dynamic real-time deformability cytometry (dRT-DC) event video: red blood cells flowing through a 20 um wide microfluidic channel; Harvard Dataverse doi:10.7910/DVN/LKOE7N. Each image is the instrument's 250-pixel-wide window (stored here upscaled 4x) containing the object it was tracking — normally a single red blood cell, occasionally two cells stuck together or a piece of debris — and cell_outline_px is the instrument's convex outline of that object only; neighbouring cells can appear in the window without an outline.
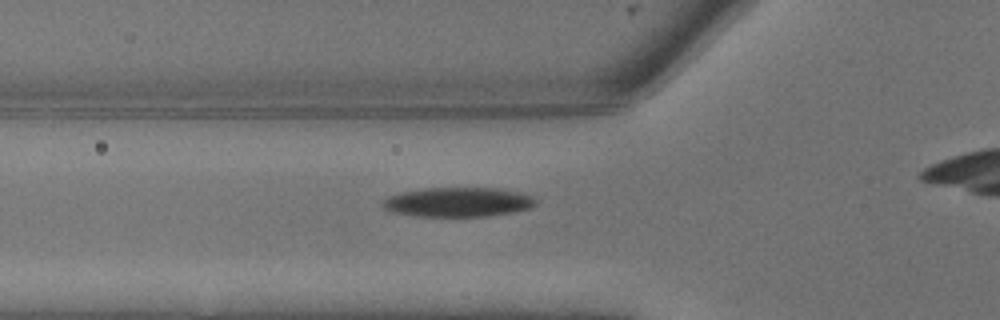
{"species": "common noctule bat (a hibernating species)", "species_latin": "Nyctalus noctula", "temperature_condition": "warm", "stored_images_in_passage": 7, "camera_frame_rate_fps": 3000, "um_per_image_px": 0.085, "animal": {"sex": "male", "body_mass_g": 13.3}, "frame": {"image": 1, "passage_image": 4, "time_ms": 1.0, "image_size_px": [1000, 320], "cell_outline_px": [[536, 204], [528, 208], [516, 212], [488, 216], [416, 216], [392, 212], [384, 208], [380, 204], [388, 196], [400, 192], [424, 188], [496, 188], [520, 192], [532, 196], [536, 200]], "centroid_in_image_um": [38.92, 17.17], "position_along_channel_um": 86.9, "area_um2": 26.36}}